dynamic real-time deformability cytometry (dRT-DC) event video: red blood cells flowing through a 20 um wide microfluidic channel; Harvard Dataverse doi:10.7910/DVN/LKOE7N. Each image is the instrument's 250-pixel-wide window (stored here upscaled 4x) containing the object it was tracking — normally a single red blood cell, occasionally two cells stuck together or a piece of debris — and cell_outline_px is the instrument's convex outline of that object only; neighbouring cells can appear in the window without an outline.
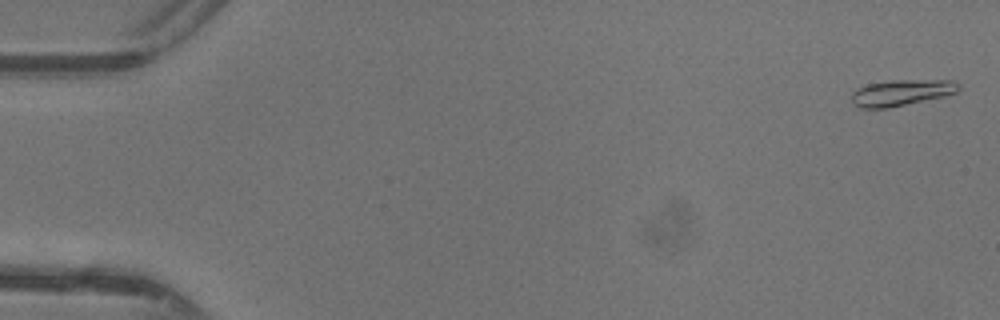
{"species": "common noctule bat (a hibernating species)", "species_latin": "Nyctalus noctula", "temperature_condition": "warm", "stored_images_in_passage": 46, "camera_frame_rate_fps": 3000, "um_per_image_px": 0.085, "animal": {"sex": "female"}, "frame": {"image": 1, "passage_image": 2, "time_ms": 0.333, "image_size_px": [1000, 320], "cell_outline_px": [[960, 88], [956, 92], [944, 96], [888, 108], [860, 108], [852, 100], [852, 92], [856, 88], [868, 84], [892, 80], [952, 80], [960, 84]], "centroid_in_image_um": [76.63, 7.86], "position_along_channel_um": 8.4, "area_um2": 16.18}}
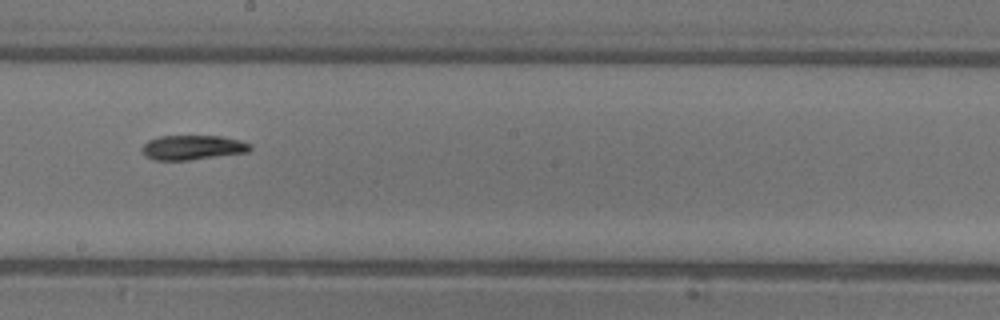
{"frame": {"image": 2, "passage_image": 28, "time_ms": 9.0, "image_size_px": [1000, 320], "cell_outline_px": [[252, 148], [248, 152], [188, 160], [156, 160], [144, 156], [140, 148], [148, 140], [160, 136], [220, 136], [240, 140], [252, 144]], "centroid_in_image_um": [16.36, 12.53], "position_along_channel_um": 231.8, "area_um2": 15.55}}
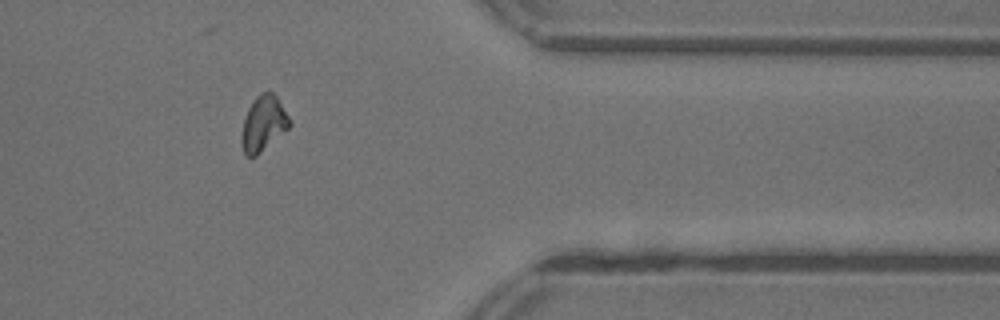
{"frame": {"image": 3, "passage_image": 40, "time_ms": 13.0, "image_size_px": [1000, 320], "cell_outline_px": [[292, 124], [288, 128], [256, 156], [248, 156], [244, 152], [240, 144], [240, 136], [244, 120], [248, 108], [256, 96], [260, 92], [268, 88], [276, 96], [288, 116]], "centroid_in_image_um": [22.36, 10.47], "position_along_channel_um": 389.0, "area_um2": 15.43}, "authors_computed_cell_mechanics": {"area_um2": 15.4904, "velocity_mm_per_s": 4.39, "shape_relaxation_time_tau1_ms": 4.9959, "shape_relaxation_time_tau2_ms": null, "deformation_change_tau1": 0.1856, "deformation_change_tau2": null}}